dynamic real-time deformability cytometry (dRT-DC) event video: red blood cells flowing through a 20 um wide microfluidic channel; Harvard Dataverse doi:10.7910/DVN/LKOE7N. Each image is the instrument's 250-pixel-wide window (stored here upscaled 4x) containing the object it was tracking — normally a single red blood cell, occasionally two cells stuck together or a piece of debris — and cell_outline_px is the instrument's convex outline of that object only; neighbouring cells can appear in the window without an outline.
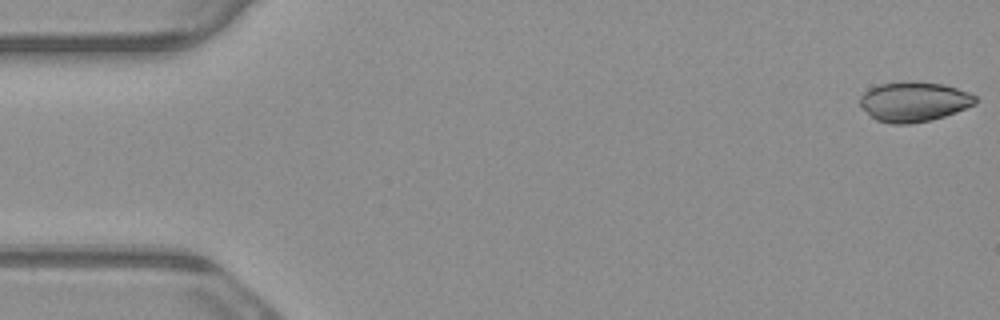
{"species": "common noctule bat (a hibernating species)", "species_latin": "Nyctalus noctula", "temperature_condition": "warm", "stored_images_in_passage": 5, "camera_frame_rate_fps": 3000, "um_per_image_px": 0.085, "animal": {"sex": "male", "body_mass_g": 23.1, "forearm_length_mm": 52.7}, "frame": {"image": 1, "passage_image": 1, "time_ms": 0.0, "image_size_px": [1000, 320], "cell_outline_px": [[976, 104], [956, 112], [932, 120], [908, 124], [892, 124], [876, 120], [860, 104], [860, 96], [864, 92], [880, 84], [904, 80], [912, 80], [944, 84], [968, 92], [976, 96]], "centroid_in_image_um": [77.7, 8.63], "position_along_channel_um": 7.3, "area_um2": 26.88}}